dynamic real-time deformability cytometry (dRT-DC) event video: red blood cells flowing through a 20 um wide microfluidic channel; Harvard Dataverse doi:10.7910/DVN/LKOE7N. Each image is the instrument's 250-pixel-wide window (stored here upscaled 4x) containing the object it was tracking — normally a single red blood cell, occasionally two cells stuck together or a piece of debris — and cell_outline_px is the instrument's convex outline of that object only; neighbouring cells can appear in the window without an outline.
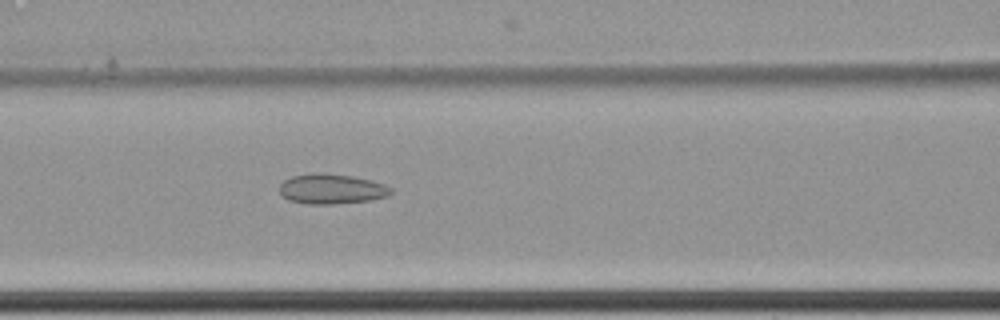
{"species": "common noctule bat (a hibernating species)", "species_latin": "Nyctalus noctula", "temperature_condition": "cold", "stored_images_in_passage": 8, "camera_frame_rate_fps": 3000, "um_per_image_px": 0.085, "animal": {"sex": "female", "body_mass_g": 22.7, "forearm_length_mm": 54.2}, "frame": {"image": 1, "passage_image": 8, "time_ms": 2.333, "image_size_px": [1000, 320], "cell_outline_px": [[392, 192], [388, 196], [368, 200], [332, 204], [308, 204], [288, 200], [280, 192], [280, 184], [284, 180], [292, 176], [320, 172], [352, 176], [372, 180], [384, 184], [392, 188]], "centroid_in_image_um": [28.19, 16.05], "position_along_channel_um": 138.4, "area_um2": 19.42}}